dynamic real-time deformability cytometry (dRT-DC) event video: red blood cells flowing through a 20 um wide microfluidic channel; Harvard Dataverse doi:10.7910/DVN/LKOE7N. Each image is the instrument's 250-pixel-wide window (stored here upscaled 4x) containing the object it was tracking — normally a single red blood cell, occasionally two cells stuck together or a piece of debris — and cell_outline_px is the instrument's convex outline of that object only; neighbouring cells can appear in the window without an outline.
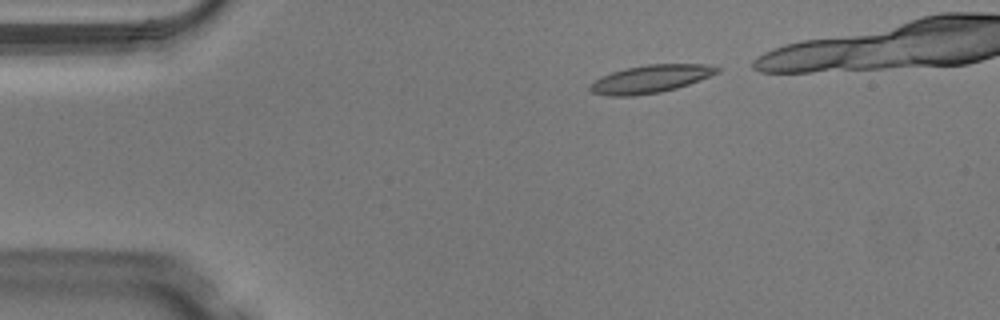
{"species": "Egyptian fruit bat (a non-hibernating species)", "species_latin": "Rousettus aegyptiacus", "temperature_condition": "warm", "stored_images_in_passage": 35, "camera_frame_rate_fps": 3000, "um_per_image_px": 0.085, "animal": {"sex": "male"}, "frame": {"image": 1, "passage_image": 3, "time_ms": 0.667, "image_size_px": [1000, 320], "cell_outline_px": [[720, 72], [700, 80], [676, 88], [660, 92], [636, 96], [608, 96], [592, 92], [588, 88], [588, 84], [612, 72], [628, 68], [648, 64], [704, 64], [720, 68]], "centroid_in_image_um": [55.29, 6.72], "position_along_channel_um": 29.7, "area_um2": 20.46}}
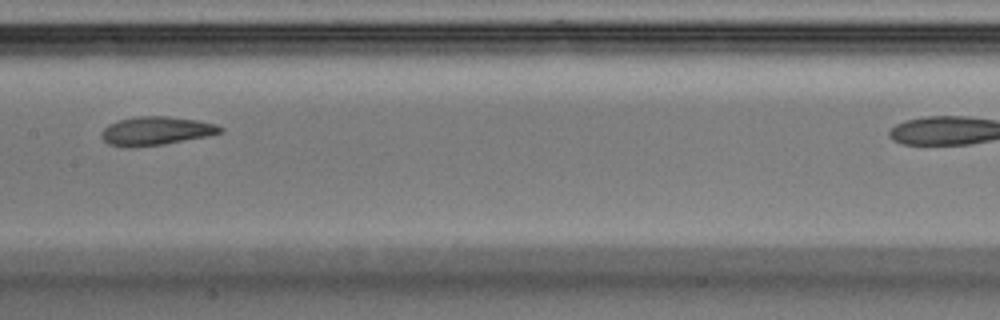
{"frame": {"image": 2, "passage_image": 19, "time_ms": 6.0, "image_size_px": [1000, 320], "cell_outline_px": [[224, 132], [208, 136], [164, 144], [132, 148], [128, 148], [108, 144], [100, 136], [100, 132], [108, 124], [120, 120], [140, 116], [168, 116], [196, 120], [216, 124], [224, 128]], "centroid_in_image_um": [13.26, 11.14], "position_along_channel_um": 194.1, "area_um2": 19.94}}
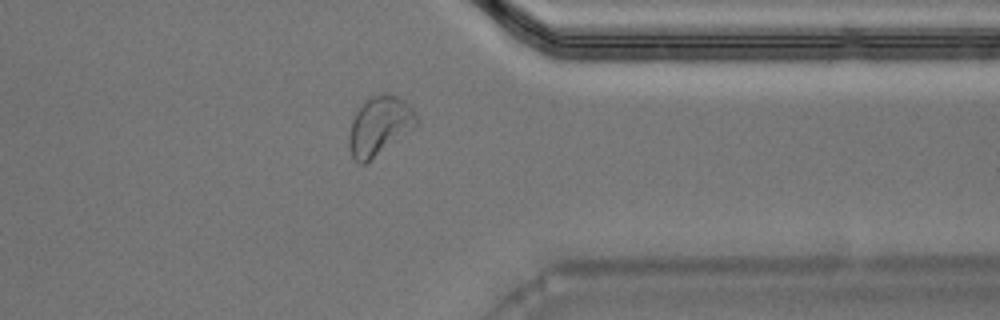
{"frame": {"image": 3, "passage_image": 33, "time_ms": 10.667, "image_size_px": [1000, 320], "cell_outline_px": [[420, 124], [364, 164], [360, 164], [352, 156], [348, 144], [348, 136], [352, 120], [356, 112], [372, 96], [384, 92], [396, 96], [404, 100], [412, 108], [420, 120]], "centroid_in_image_um": [32.28, 10.69], "position_along_channel_um": 379.1, "area_um2": 22.95}}